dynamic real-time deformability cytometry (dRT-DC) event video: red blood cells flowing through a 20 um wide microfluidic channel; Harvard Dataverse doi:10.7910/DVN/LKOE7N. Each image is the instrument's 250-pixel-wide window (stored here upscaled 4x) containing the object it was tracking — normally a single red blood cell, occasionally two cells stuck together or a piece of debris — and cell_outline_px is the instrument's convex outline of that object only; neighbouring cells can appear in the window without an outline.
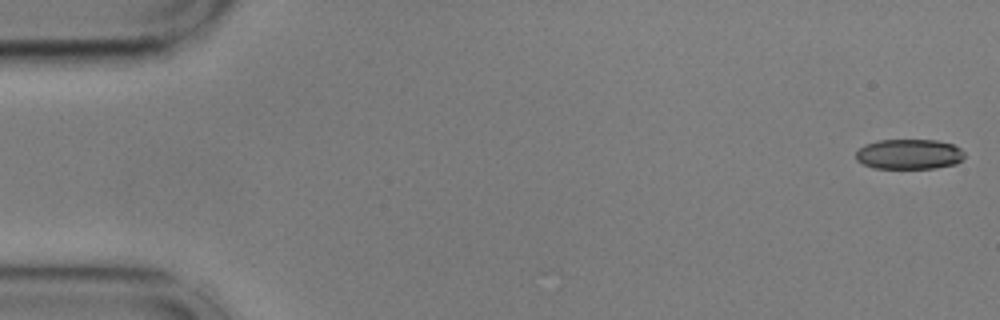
{"species": "common noctule bat (a hibernating species)", "species_latin": "Nyctalus noctula", "temperature_condition": "cold", "stored_images_in_passage": 55, "camera_frame_rate_fps": 3000, "um_per_image_px": 0.085, "animal": {"sex": "male", "body_mass_g": 17.9, "forearm_length_mm": 54.2}, "frame": {"image": 1, "passage_image": 1, "time_ms": 0.0, "image_size_px": [1000, 320], "cell_outline_px": [[964, 156], [956, 164], [936, 168], [872, 168], [856, 160], [856, 152], [864, 144], [880, 140], [936, 140], [952, 144], [960, 148], [964, 152]], "centroid_in_image_um": [77.26, 13.1], "position_along_channel_um": 7.7, "area_um2": 19.07}}
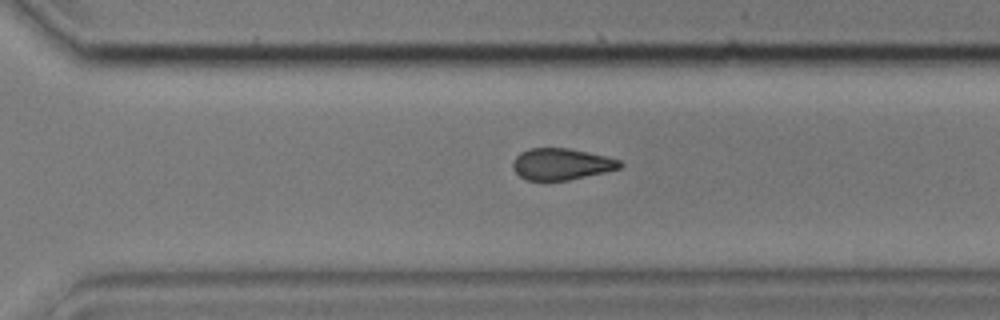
{"frame": {"image": 2, "passage_image": 38, "time_ms": 12.333, "image_size_px": [1000, 320], "cell_outline_px": [[624, 164], [620, 168], [604, 172], [568, 180], [528, 180], [520, 176], [512, 168], [512, 164], [516, 156], [520, 152], [528, 148], [568, 148], [588, 152], [620, 160]], "centroid_in_image_um": [47.7, 13.94], "position_along_channel_um": 322.9, "area_um2": 19.54}}
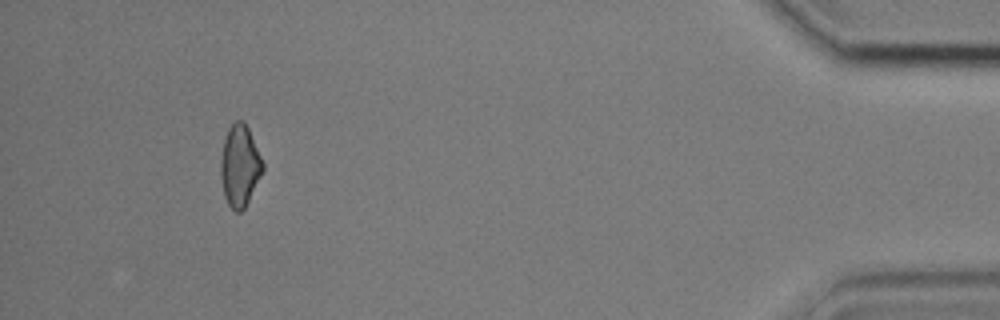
{"frame": {"image": 3, "passage_image": 51, "time_ms": 16.667, "image_size_px": [1000, 320], "cell_outline_px": [[264, 168], [244, 208], [240, 212], [236, 212], [228, 204], [224, 196], [220, 176], [220, 160], [224, 140], [228, 128], [236, 120], [244, 120], [248, 128], [264, 164]], "centroid_in_image_um": [20.36, 14.07], "position_along_channel_um": 414.8, "area_um2": 19.77}, "authors_computed_cell_mechanics": {"area_um2": 20.6346, "velocity_mm_per_s": 3.6301, "shape_relaxation_time_tau1_ms": null, "shape_relaxation_time_tau2_ms": 5.6563, "deformation_change_tau1": null, "deformation_change_tau2": 0.1214}}